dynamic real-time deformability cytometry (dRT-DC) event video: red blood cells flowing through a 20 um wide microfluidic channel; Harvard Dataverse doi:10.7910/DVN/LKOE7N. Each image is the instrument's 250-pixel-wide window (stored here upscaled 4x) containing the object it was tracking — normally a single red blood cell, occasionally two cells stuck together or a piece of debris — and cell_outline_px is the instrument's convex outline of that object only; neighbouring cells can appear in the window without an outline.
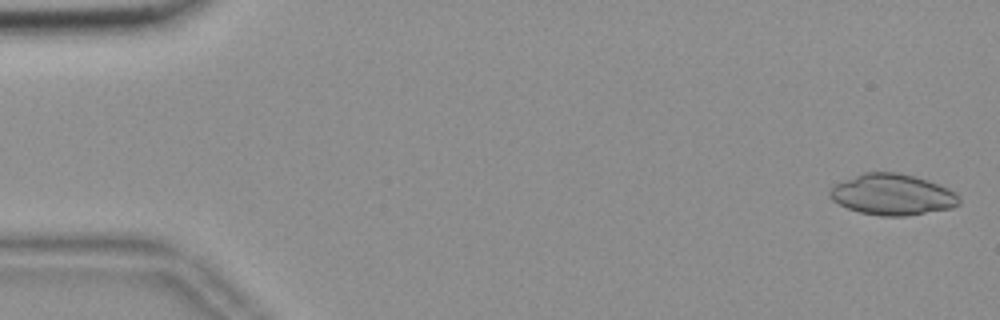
{"species": "common noctule bat (a hibernating species)", "species_latin": "Nyctalus noctula", "temperature_condition": "room temperature", "stored_images_in_passage": 56, "segment_of_instrument_passage": [1, 2], "camera_frame_rate_fps": 3000, "um_per_image_px": 0.085, "animal": {"sex": "female", "body_mass_g": 18.4}, "frame": {"image": 1, "passage_image": 2, "time_ms": 0.333, "image_size_px": [1000, 320], "cell_outline_px": [[960, 204], [952, 208], [904, 216], [880, 216], [860, 212], [848, 208], [832, 200], [828, 196], [828, 192], [836, 184], [844, 180], [864, 172], [896, 172], [928, 180], [948, 188], [956, 192], [960, 196]], "centroid_in_image_um": [75.87, 16.54], "position_along_channel_um": 9.1, "area_um2": 30.87}}